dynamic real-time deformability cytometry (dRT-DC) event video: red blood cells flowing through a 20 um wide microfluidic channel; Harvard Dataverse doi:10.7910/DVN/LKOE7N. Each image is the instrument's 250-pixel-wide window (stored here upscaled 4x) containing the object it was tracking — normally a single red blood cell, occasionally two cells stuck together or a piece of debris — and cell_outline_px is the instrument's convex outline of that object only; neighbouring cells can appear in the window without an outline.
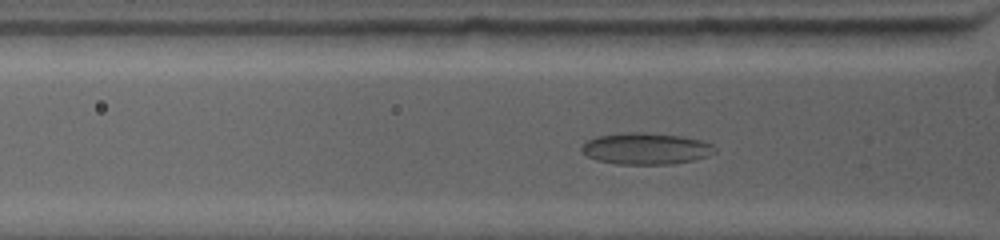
{"species": "common noctule bat (a hibernating species)", "species_latin": "Nyctalus noctula", "temperature_condition": "warm", "stored_images_in_passage": 35, "camera_frame_rate_fps": 4500, "um_per_image_px": 0.085, "animal": {"sex": "female", "body_mass_g": 19.0, "forearm_length_mm": 53.3}, "frame": {"image": 1, "passage_image": 17, "time_ms": 2.889, "image_size_px": [1000, 240], "cell_outline_px": [[716, 152], [708, 156], [692, 160], [668, 164], [616, 164], [596, 160], [588, 156], [580, 148], [588, 140], [596, 136], [628, 132], [644, 132], [680, 136], [700, 140], [712, 144], [716, 148]], "centroid_in_image_um": [54.9, 12.63], "position_along_channel_um": 70.9, "area_um2": 24.33}}
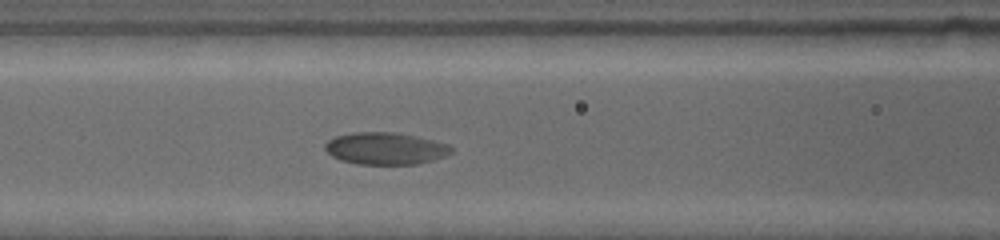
{"frame": {"image": 2, "passage_image": 27, "time_ms": 4.667, "image_size_px": [1000, 240], "cell_outline_px": [[452, 152], [444, 156], [432, 160], [416, 164], [356, 164], [340, 160], [332, 156], [324, 148], [324, 144], [328, 140], [336, 136], [352, 132], [396, 132], [416, 136], [448, 144], [452, 148]], "centroid_in_image_um": [32.73, 12.61], "position_along_channel_um": 133.9, "area_um2": 23.58}}
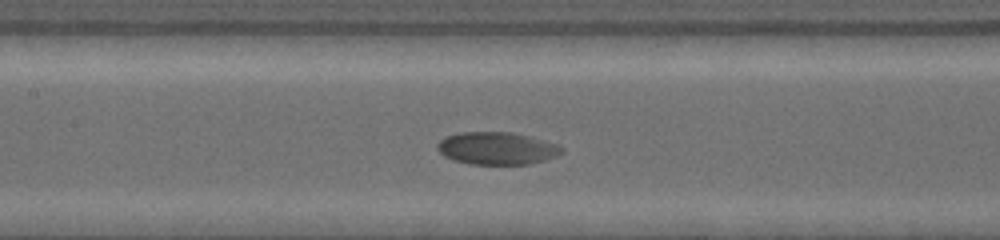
{"frame": {"image": 3, "passage_image": 32, "time_ms": 5.556, "image_size_px": [1000, 240], "cell_outline_px": [[564, 152], [556, 156], [532, 164], [468, 164], [444, 156], [436, 148], [436, 144], [440, 140], [448, 136], [460, 132], [512, 132], [560, 144], [564, 148]], "centroid_in_image_um": [42.27, 12.61], "position_along_channel_um": 165.1, "area_um2": 23.64}}